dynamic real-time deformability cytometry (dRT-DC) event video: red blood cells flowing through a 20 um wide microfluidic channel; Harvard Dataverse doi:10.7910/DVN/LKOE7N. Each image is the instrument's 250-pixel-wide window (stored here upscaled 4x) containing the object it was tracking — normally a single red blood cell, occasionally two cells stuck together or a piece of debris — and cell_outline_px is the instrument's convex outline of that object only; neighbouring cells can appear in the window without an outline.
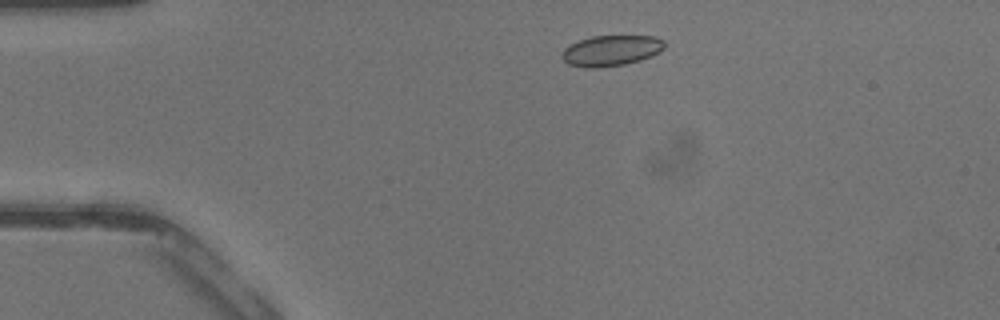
{"species": "common noctule bat (a hibernating species)", "species_latin": "Nyctalus noctula", "temperature_condition": "warm", "stored_images_in_passage": 37, "camera_frame_rate_fps": 3000, "um_per_image_px": 0.085, "animal": {"sex": "male", "body_mass_g": 13.3}, "frame": {"image": 1, "passage_image": 4, "time_ms": 1.0, "image_size_px": [1000, 320], "cell_outline_px": [[664, 48], [660, 52], [652, 56], [640, 60], [624, 64], [596, 68], [584, 68], [568, 64], [560, 56], [564, 48], [568, 44], [592, 36], [656, 36], [664, 40]], "centroid_in_image_um": [51.93, 4.3], "position_along_channel_um": 33.1, "area_um2": 18.5}}
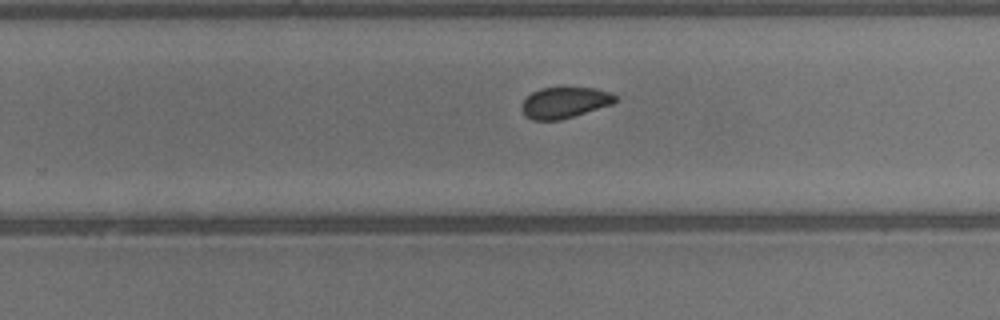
{"frame": {"image": 2, "passage_image": 22, "time_ms": 7.0, "image_size_px": [1000, 320], "cell_outline_px": [[616, 100], [612, 104], [560, 120], [532, 120], [524, 116], [520, 108], [524, 100], [532, 92], [540, 88], [564, 84], [596, 88], [612, 92], [616, 96]], "centroid_in_image_um": [47.98, 8.66], "position_along_channel_um": 281.8, "area_um2": 17.69}}
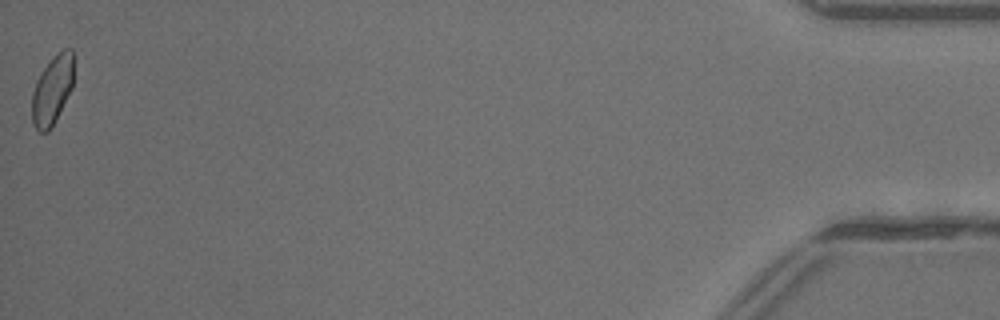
{"frame": {"image": 3, "passage_image": 37, "time_ms": 12.0, "image_size_px": [1000, 320], "cell_outline_px": [[76, 56], [72, 88], [56, 120], [48, 132], [40, 132], [32, 124], [32, 92], [36, 80], [52, 56], [56, 52], [64, 48], [72, 48]], "centroid_in_image_um": [4.48, 7.58], "position_along_channel_um": 430.7, "area_um2": 17.34}}